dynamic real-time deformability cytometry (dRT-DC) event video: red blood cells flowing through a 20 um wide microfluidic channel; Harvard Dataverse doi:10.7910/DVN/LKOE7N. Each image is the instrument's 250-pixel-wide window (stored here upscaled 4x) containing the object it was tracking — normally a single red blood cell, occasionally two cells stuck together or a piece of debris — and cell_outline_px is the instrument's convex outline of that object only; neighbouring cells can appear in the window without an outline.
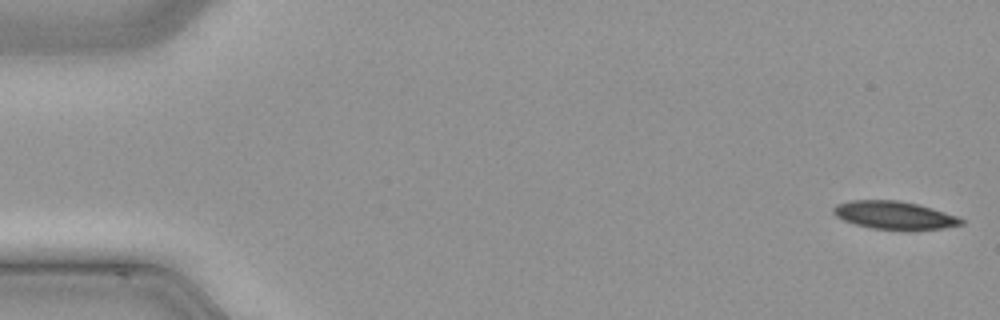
{"species": "common noctule bat (a hibernating species)", "species_latin": "Nyctalus noctula", "temperature_condition": "cold", "stored_images_in_passage": 49, "camera_frame_rate_fps": 3000, "um_per_image_px": 0.085, "animal": {"sex": "male", "body_mass_g": 21.5, "forearm_length_mm": 52.0}, "frame": {"image": 1, "passage_image": 1, "time_ms": 0.0, "image_size_px": [1000, 320], "cell_outline_px": [[964, 224], [944, 228], [912, 232], [908, 232], [872, 228], [856, 224], [844, 220], [836, 216], [832, 212], [832, 208], [836, 204], [852, 200], [900, 200], [932, 208], [956, 216], [964, 220]], "centroid_in_image_um": [76.04, 18.32], "position_along_channel_um": 9.0, "area_um2": 21.33}}
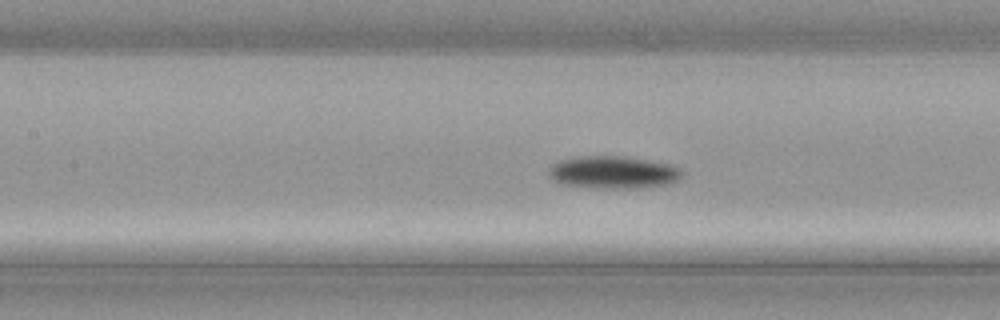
{"frame": {"image": 2, "passage_image": 22, "time_ms": 7.0, "image_size_px": [1000, 320], "cell_outline_px": [[684, 172], [676, 180], [668, 184], [636, 188], [596, 188], [556, 184], [548, 176], [548, 168], [552, 164], [560, 160], [576, 156], [624, 156], [648, 160], [668, 164], [680, 168]], "centroid_in_image_um": [52.03, 14.65], "position_along_channel_um": 155.4, "area_um2": 25.55}}
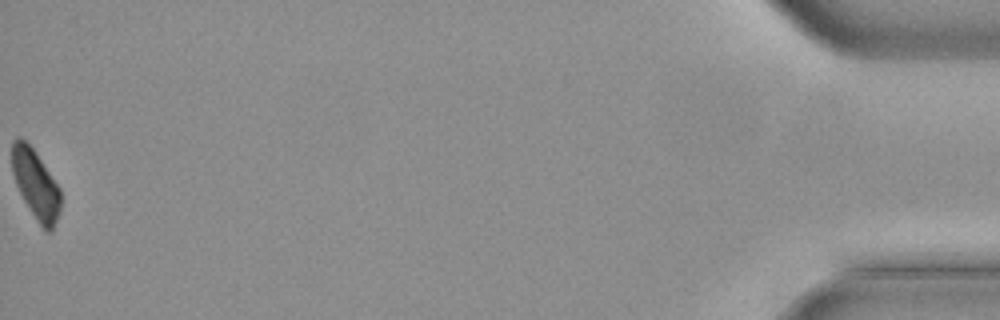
{"frame": {"image": 3, "passage_image": 49, "time_ms": 16.0, "image_size_px": [1000, 320], "cell_outline_px": [[60, 212], [52, 232], [44, 232], [24, 200], [16, 184], [12, 172], [12, 140], [20, 136], [36, 152], [60, 188]], "centroid_in_image_um": [3.04, 15.69], "position_along_channel_um": 432.2, "area_um2": 19.59}}